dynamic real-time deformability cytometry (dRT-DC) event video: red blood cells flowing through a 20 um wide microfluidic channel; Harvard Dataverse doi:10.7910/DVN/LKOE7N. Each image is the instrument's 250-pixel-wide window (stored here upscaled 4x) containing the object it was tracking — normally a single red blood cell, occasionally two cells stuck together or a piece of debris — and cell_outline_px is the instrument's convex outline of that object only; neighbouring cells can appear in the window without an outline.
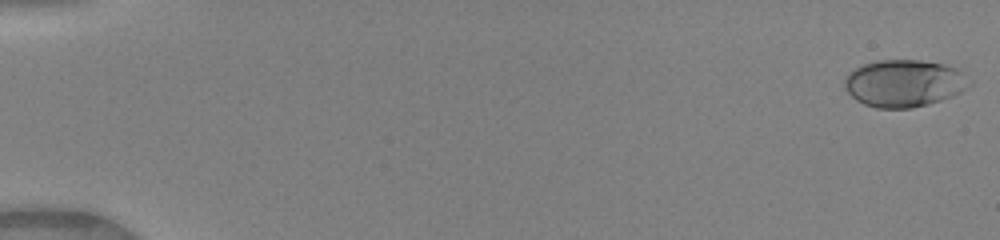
{"species": "human", "species_latin": "Homo sapiens", "temperature_condition": "warm", "stored_images_in_passage": 42, "camera_frame_rate_fps": 3000, "um_per_image_px": 0.085, "donor": {"sex": "female"}, "frame": {"image": 1, "passage_image": 1, "time_ms": 0.0, "image_size_px": [1000, 240], "cell_outline_px": [[972, 84], [960, 92], [952, 96], [928, 104], [912, 108], [876, 108], [864, 104], [856, 100], [848, 92], [844, 84], [844, 80], [848, 72], [864, 64], [876, 60], [920, 60], [944, 64], [956, 68], [972, 80]], "centroid_in_image_um": [76.86, 7.07], "position_along_channel_um": 8.1, "area_um2": 34.39}}
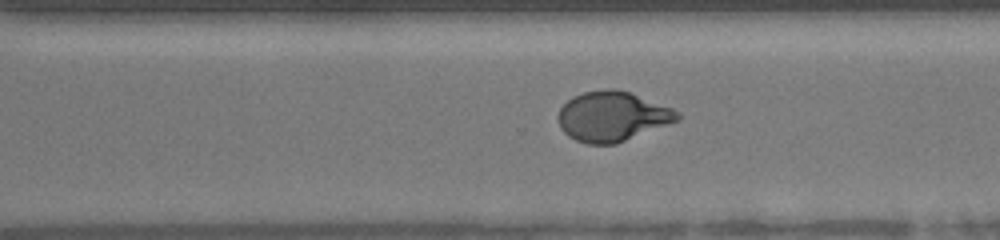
{"frame": {"image": 2, "passage_image": 28, "time_ms": 9.0, "image_size_px": [1000, 240], "cell_outline_px": [[680, 120], [616, 144], [588, 144], [576, 140], [568, 136], [560, 128], [556, 116], [560, 108], [568, 100], [584, 92], [604, 88], [616, 88], [632, 92], [672, 108], [680, 112]], "centroid_in_image_um": [52.05, 9.88], "position_along_channel_um": 318.5, "area_um2": 34.97}}
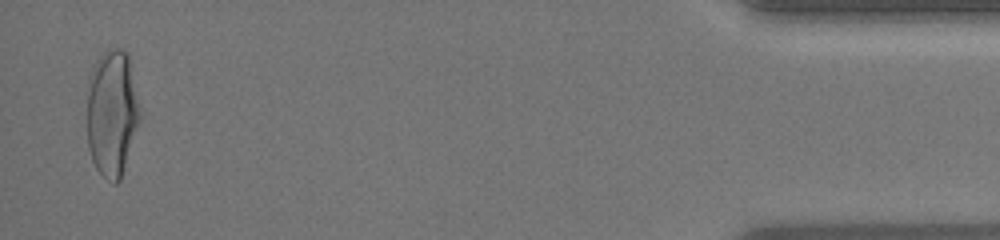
{"frame": {"image": 3, "passage_image": 41, "time_ms": 13.333, "image_size_px": [1000, 240], "cell_outline_px": [[140, 120], [120, 180], [116, 184], [112, 184], [96, 168], [92, 160], [88, 148], [88, 80], [92, 68], [100, 56], [104, 52], [112, 48], [120, 48], [128, 52], [140, 112]], "centroid_in_image_um": [9.52, 9.61], "position_along_channel_um": 425.7, "area_um2": 38.84}, "authors_computed_cell_mechanics": {"area_um2": 34.5644, "velocity_mm_per_s": 4.1308, "shape_relaxation_time_tau1_ms": 3.9364, "shape_relaxation_time_tau2_ms": null, "deformation_change_tau1": 0.1977, "deformation_change_tau2": null}}